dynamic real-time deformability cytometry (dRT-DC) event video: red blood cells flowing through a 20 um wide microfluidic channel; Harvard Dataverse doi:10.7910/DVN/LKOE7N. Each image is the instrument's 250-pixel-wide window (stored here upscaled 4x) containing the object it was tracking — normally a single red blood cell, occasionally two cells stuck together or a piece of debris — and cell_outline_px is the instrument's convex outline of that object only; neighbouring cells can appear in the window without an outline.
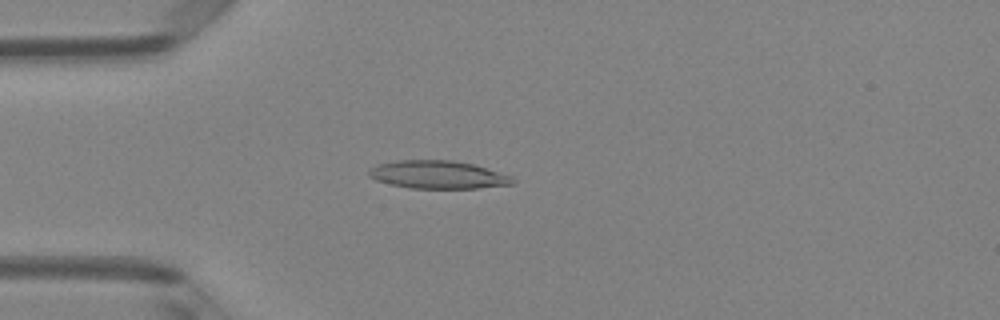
{"species": "Egyptian fruit bat (a non-hibernating species)", "species_latin": "Rousettus aegyptiacus", "temperature_condition": "room temperature", "stored_images_in_passage": 4, "camera_frame_rate_fps": 3000, "um_per_image_px": 0.085, "animal": {"sex": "female"}, "frame": {"image": 1, "passage_image": 3, "time_ms": 0.667, "image_size_px": [1000, 320], "cell_outline_px": [[516, 180], [512, 184], [476, 188], [408, 188], [376, 180], [368, 176], [368, 172], [372, 168], [380, 164], [396, 160], [452, 160], [472, 164], [512, 176]], "centroid_in_image_um": [37.22, 14.85], "position_along_channel_um": 47.8, "area_um2": 23.18}}